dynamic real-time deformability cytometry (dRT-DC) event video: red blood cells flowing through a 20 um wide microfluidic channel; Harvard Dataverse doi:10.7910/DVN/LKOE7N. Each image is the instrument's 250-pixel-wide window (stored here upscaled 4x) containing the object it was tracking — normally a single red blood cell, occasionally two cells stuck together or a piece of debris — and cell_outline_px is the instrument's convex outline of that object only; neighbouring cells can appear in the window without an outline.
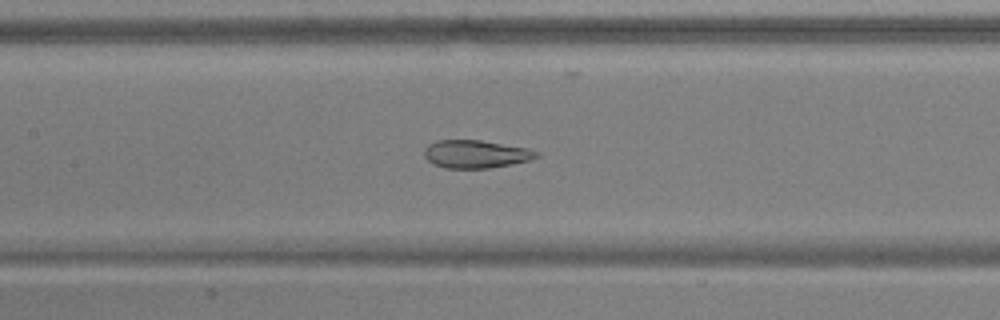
{"species": "common noctule bat (a hibernating species)", "species_latin": "Nyctalus noctula", "temperature_condition": "warm", "stored_images_in_passage": 37, "camera_frame_rate_fps": 3000, "um_per_image_px": 0.085, "animal": {"sex": "male", "body_mass_g": 17.9, "forearm_length_mm": 54.2}, "frame": {"image": 1, "passage_image": 9, "time_ms": 2.667, "image_size_px": [1000, 320], "cell_outline_px": [[540, 156], [528, 160], [512, 164], [488, 168], [444, 168], [432, 164], [424, 156], [424, 148], [428, 144], [436, 140], [480, 140], [528, 148], [540, 152]], "centroid_in_image_um": [40.42, 13.09], "position_along_channel_um": 167.0, "area_um2": 18.38}}
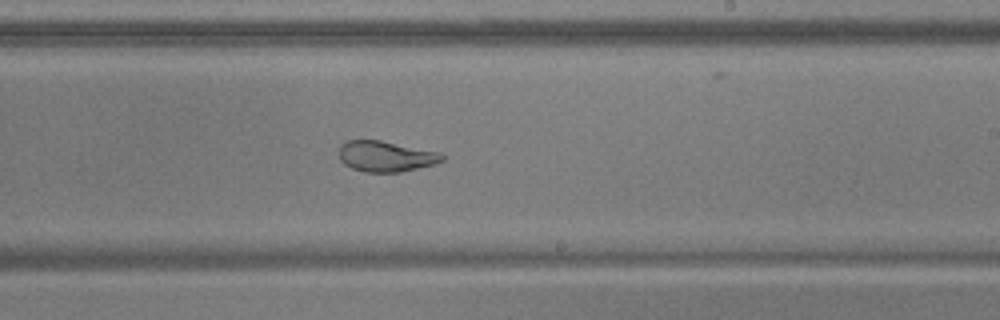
{"frame": {"image": 2, "passage_image": 16, "time_ms": 5.0, "image_size_px": [1000, 320], "cell_outline_px": [[448, 156], [444, 160], [436, 164], [400, 172], [364, 172], [352, 168], [344, 164], [340, 160], [340, 144], [348, 140], [380, 140], [440, 152]], "centroid_in_image_um": [32.83, 13.29], "position_along_channel_um": 256.2, "area_um2": 18.61}}
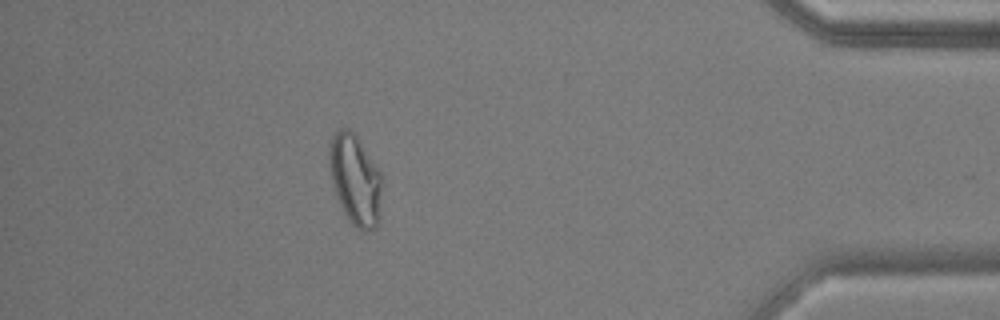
{"frame": {"image": 3, "passage_image": 31, "time_ms": 10.0, "image_size_px": [1000, 320], "cell_outline_px": [[380, 220], [376, 228], [372, 232], [364, 232], [356, 228], [348, 220], [340, 204], [332, 184], [328, 164], [328, 144], [336, 128], [348, 128], [356, 136], [380, 172]], "centroid_in_image_um": [30.16, 15.3], "position_along_channel_um": 405.0, "area_um2": 27.98}, "authors_computed_cell_mechanics": {"area_um2": 20.3456, "velocity_mm_per_s": 3.8469, "shape_relaxation_time_tau1_ms": null, "shape_relaxation_time_tau2_ms": 1.2537, "deformation_change_tau1": null, "deformation_change_tau2": 0.0747}}